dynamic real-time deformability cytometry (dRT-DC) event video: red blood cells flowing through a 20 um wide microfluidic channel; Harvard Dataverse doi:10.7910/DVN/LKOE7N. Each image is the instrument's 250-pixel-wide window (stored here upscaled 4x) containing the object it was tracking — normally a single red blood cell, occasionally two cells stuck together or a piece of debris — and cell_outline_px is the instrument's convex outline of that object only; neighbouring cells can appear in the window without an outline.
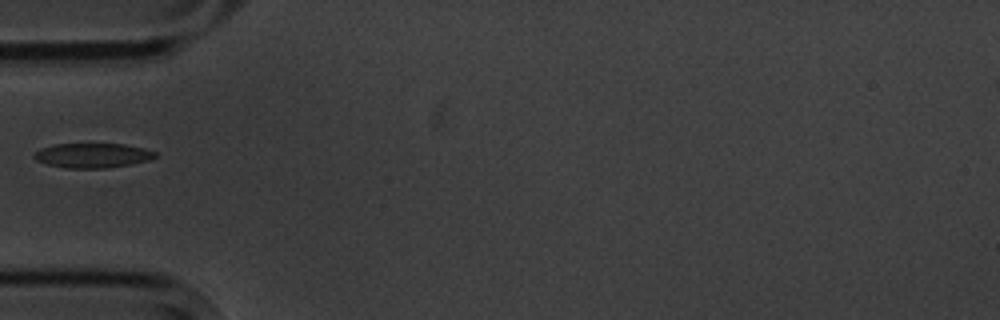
{"species": "common noctule bat (a hibernating species)", "species_latin": "Nyctalus noctula", "temperature_condition": "cold", "stored_images_in_passage": 1, "camera_frame_rate_fps": 3000, "um_per_image_px": 0.085, "animal": {"sex": "male", "body_mass_g": 20.1, "forearm_length_mm": 53.5}, "frame": {"image": 1, "passage_image": 1, "time_ms": 0.0, "image_size_px": [1000, 320], "cell_outline_px": [[156, 156], [148, 160], [132, 164], [108, 168], [68, 168], [48, 164], [36, 160], [32, 156], [40, 148], [52, 144], [124, 144], [144, 148], [156, 152]], "centroid_in_image_um": [7.86, 13.21], "position_along_channel_um": 77.1, "area_um2": 17.34}}